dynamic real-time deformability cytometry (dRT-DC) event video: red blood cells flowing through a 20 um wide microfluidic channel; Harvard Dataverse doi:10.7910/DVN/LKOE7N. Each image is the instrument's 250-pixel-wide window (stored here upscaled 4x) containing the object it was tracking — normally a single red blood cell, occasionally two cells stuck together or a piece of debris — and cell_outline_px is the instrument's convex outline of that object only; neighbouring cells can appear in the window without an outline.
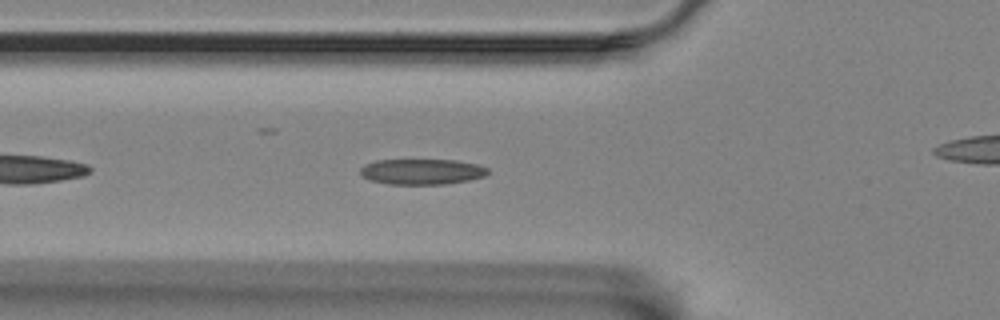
{"species": "Egyptian fruit bat (a non-hibernating species)", "species_latin": "Rousettus aegyptiacus", "temperature_condition": "room temperature", "stored_images_in_passage": 36, "camera_frame_rate_fps": 3000, "um_per_image_px": 0.085, "animal": {"sex": "female"}, "frame": {"image": 1, "passage_image": 3, "time_ms": 0.667, "image_size_px": [1000, 320], "cell_outline_px": [[488, 172], [484, 176], [468, 180], [444, 184], [388, 184], [368, 180], [360, 176], [360, 168], [364, 164], [376, 160], [456, 160], [476, 164], [488, 168]], "centroid_in_image_um": [35.79, 14.59], "position_along_channel_um": 90.0, "area_um2": 19.07}}
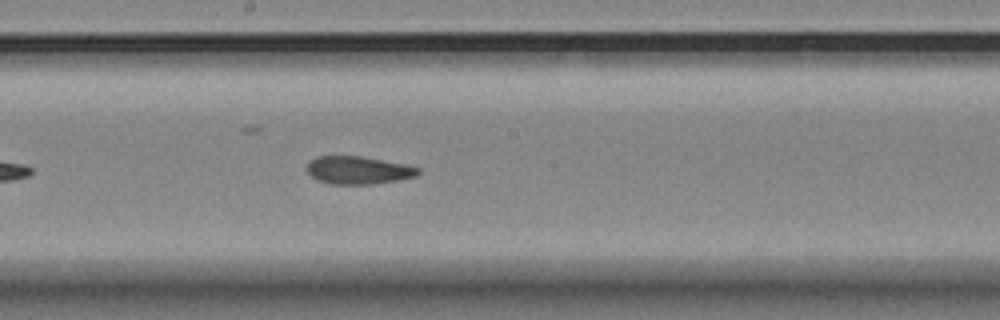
{"frame": {"image": 2, "passage_image": 14, "time_ms": 4.333, "image_size_px": [1000, 320], "cell_outline_px": [[420, 172], [416, 176], [400, 180], [372, 184], [328, 184], [316, 180], [308, 172], [308, 160], [316, 156], [360, 156], [408, 164], [420, 168]], "centroid_in_image_um": [30.47, 14.46], "position_along_channel_um": 217.7, "area_um2": 18.26}}
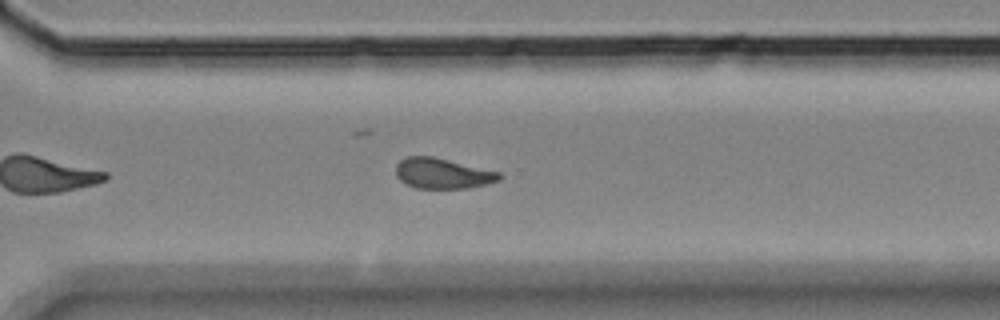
{"frame": {"image": 3, "passage_image": 24, "time_ms": 7.667, "image_size_px": [1000, 320], "cell_outline_px": [[504, 176], [500, 180], [488, 184], [468, 188], [416, 188], [400, 180], [396, 176], [396, 164], [400, 160], [408, 156], [432, 156], [500, 172]], "centroid_in_image_um": [37.64, 14.74], "position_along_channel_um": 333.0, "area_um2": 18.38}, "authors_computed_cell_mechanics": {"area_um2": 18.6983, "velocity_mm_per_s": 3.4614, "shape_relaxation_time_tau1_ms": 10.6256, "shape_relaxation_time_tau2_ms": 3.5766, "deformation_change_tau1": 0.219, "deformation_change_tau2": 0.1066}}